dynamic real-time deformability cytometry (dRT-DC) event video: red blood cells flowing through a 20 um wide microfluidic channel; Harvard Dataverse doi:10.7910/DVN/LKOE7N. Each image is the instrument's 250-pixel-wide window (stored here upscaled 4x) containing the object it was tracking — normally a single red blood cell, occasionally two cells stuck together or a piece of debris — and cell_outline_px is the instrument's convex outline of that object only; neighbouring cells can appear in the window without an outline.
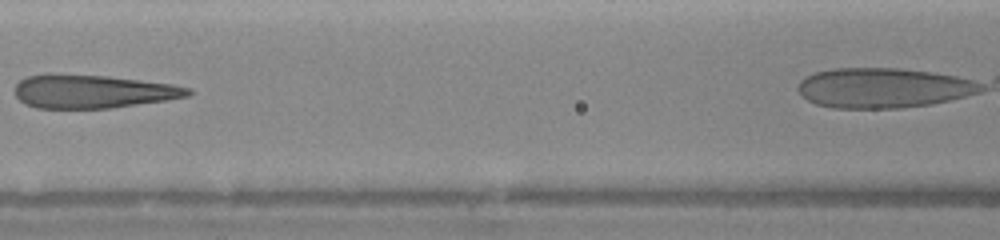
{"species": "human", "species_latin": "Homo sapiens", "temperature_condition": "warm", "stored_images_in_passage": 5, "segment_of_instrument_passage": [1, 2], "camera_frame_rate_fps": 3000, "um_per_image_px": 0.085, "donor": {"sex": "female"}, "frame": {"image": 1, "passage_image": 4, "time_ms": 3.0, "image_size_px": [1000, 240], "cell_outline_px": [[192, 92], [188, 96], [168, 100], [112, 108], [36, 108], [20, 100], [16, 96], [16, 84], [20, 80], [28, 76], [48, 72], [52, 72], [104, 76], [140, 80], [172, 84], [192, 88]], "centroid_in_image_um": [7.89, 7.76], "position_along_channel_um": 158.7, "area_um2": 33.99}}